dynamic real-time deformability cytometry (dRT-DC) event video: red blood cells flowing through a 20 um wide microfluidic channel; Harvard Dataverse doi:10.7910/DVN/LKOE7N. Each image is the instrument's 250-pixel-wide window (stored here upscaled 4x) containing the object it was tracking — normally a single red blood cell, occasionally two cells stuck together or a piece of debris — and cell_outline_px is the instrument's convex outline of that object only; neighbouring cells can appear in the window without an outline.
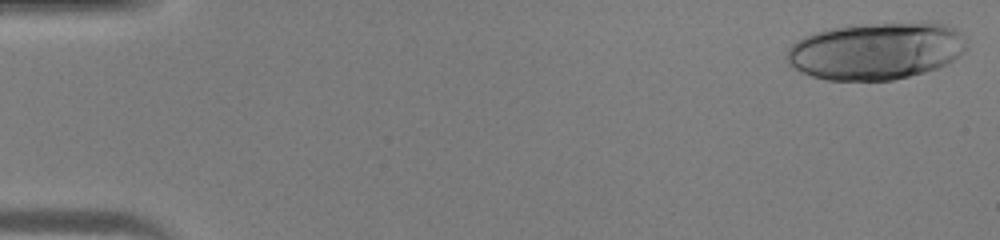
{"species": "human", "species_latin": "Homo sapiens", "temperature_condition": "warm", "stored_images_in_passage": 34, "segment_of_instrument_passage": [1, 2], "camera_frame_rate_fps": 3000, "um_per_image_px": 0.085, "donor": {"sex": "male"}, "frame": {"image": 1, "passage_image": 1, "time_ms": 0.0, "image_size_px": [1000, 240], "cell_outline_px": [[968, 48], [952, 60], [940, 68], [892, 80], [824, 80], [800, 72], [788, 64], [784, 56], [788, 48], [796, 40], [804, 36], [828, 28], [852, 24], [924, 20], [928, 20], [948, 24], [956, 28], [960, 32]], "centroid_in_image_um": [74.47, 4.28], "position_along_channel_um": 10.5, "area_um2": 61.38}}
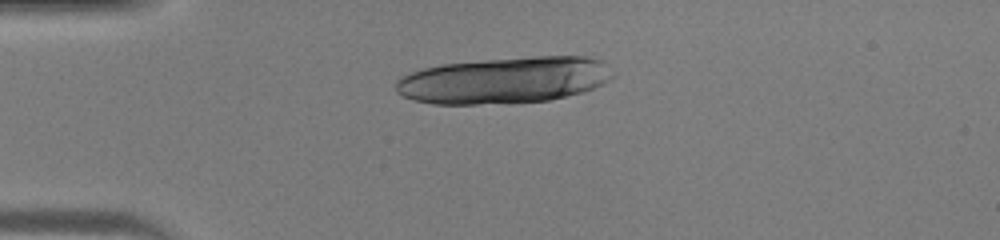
{"frame": {"image": 2, "passage_image": 11, "time_ms": 3.333, "image_size_px": [1000, 240], "cell_outline_px": [[616, 76], [604, 84], [584, 92], [548, 100], [476, 104], [432, 104], [412, 100], [400, 96], [396, 92], [396, 80], [400, 76], [424, 68], [440, 64], [484, 60], [532, 56], [588, 56], [600, 60], [616, 72]], "centroid_in_image_um": [42.88, 6.81], "position_along_channel_um": 42.1, "area_um2": 59.19}}